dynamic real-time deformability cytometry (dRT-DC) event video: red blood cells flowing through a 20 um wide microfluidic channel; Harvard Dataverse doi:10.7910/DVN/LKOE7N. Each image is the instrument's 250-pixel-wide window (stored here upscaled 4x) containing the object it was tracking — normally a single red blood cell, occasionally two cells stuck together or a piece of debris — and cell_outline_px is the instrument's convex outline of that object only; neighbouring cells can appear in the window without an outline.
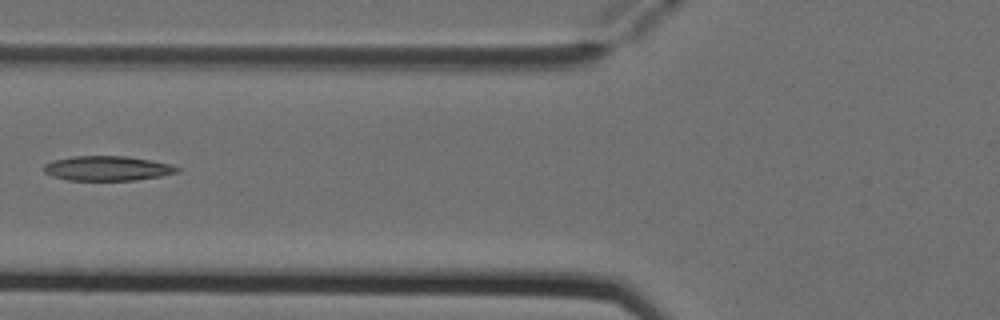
{"species": "Egyptian fruit bat (a non-hibernating species)", "species_latin": "Rousettus aegyptiacus", "temperature_condition": "cold", "stored_images_in_passage": 6, "camera_frame_rate_fps": 3000, "um_per_image_px": 0.085, "animal": {"sex": "female"}, "frame": {"image": 1, "passage_image": 6, "time_ms": 1.667, "image_size_px": [1000, 320], "cell_outline_px": [[180, 172], [160, 176], [136, 180], [68, 180], [52, 176], [44, 172], [44, 164], [52, 160], [72, 156], [128, 156], [172, 164], [180, 168]], "centroid_in_image_um": [9.14, 14.3], "position_along_channel_um": 116.7, "area_um2": 19.31}}